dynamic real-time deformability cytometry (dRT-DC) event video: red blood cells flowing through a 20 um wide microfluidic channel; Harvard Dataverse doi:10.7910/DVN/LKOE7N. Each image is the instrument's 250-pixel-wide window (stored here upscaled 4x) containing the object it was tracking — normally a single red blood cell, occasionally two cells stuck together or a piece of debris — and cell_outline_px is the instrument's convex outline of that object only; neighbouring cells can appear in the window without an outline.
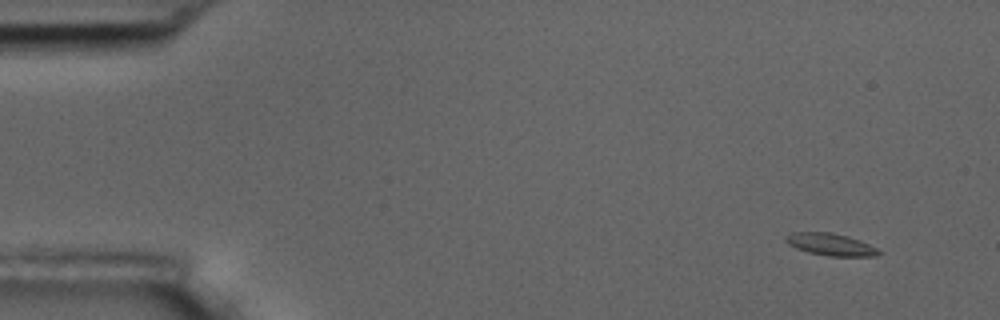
{"species": "common noctule bat (a hibernating species)", "species_latin": "Nyctalus noctula", "temperature_condition": "room temperature", "stored_images_in_passage": 53, "camera_frame_rate_fps": 3000, "um_per_image_px": 0.085, "animal": {"sex": "male", "body_mass_g": 17.5, "forearm_length_mm": 52.3}, "frame": {"image": 1, "passage_image": 1, "time_ms": 0.0, "image_size_px": [1000, 320], "cell_outline_px": [[880, 252], [876, 256], [828, 256], [808, 252], [796, 248], [788, 244], [784, 240], [784, 236], [792, 232], [832, 232], [848, 236], [860, 240], [876, 248]], "centroid_in_image_um": [70.55, 20.77], "position_along_channel_um": 14.4, "area_um2": 12.02}}
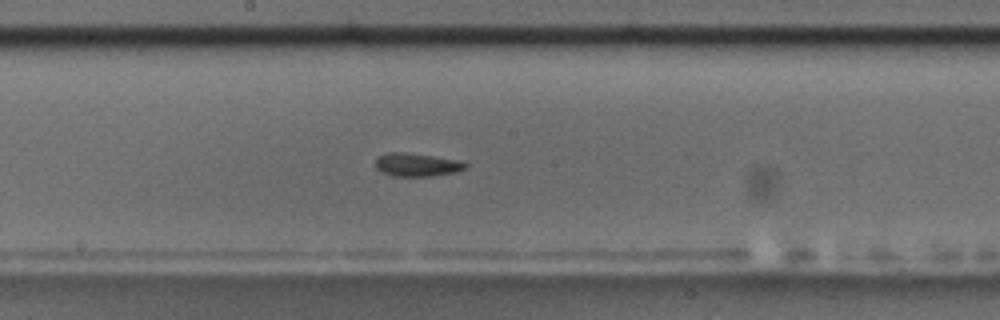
{"frame": {"image": 2, "passage_image": 27, "time_ms": 8.667, "image_size_px": [1000, 320], "cell_outline_px": [[468, 168], [456, 172], [432, 176], [392, 176], [380, 172], [376, 168], [376, 156], [388, 152], [404, 152], [460, 160], [468, 164]], "centroid_in_image_um": [35.43, 14.0], "position_along_channel_um": 212.8, "area_um2": 12.37}}
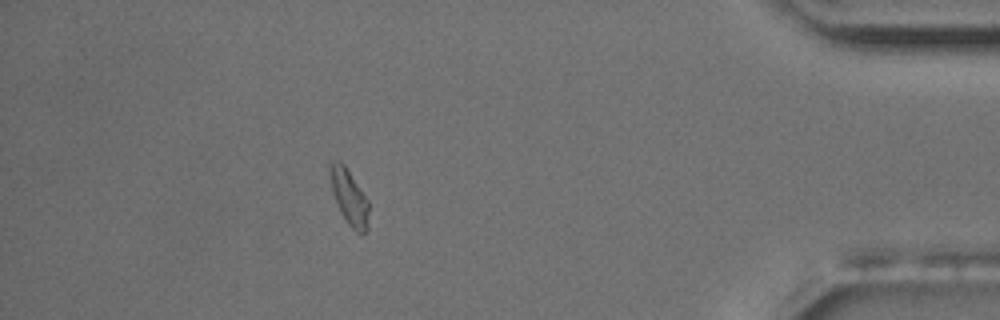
{"frame": {"image": 3, "passage_image": 47, "time_ms": 15.333, "image_size_px": [1000, 320], "cell_outline_px": [[368, 228], [364, 232], [356, 232], [348, 224], [340, 212], [332, 192], [328, 172], [328, 160], [340, 160], [344, 164], [368, 200]], "centroid_in_image_um": [29.63, 16.69], "position_along_channel_um": 405.6, "area_um2": 12.66}, "authors_computed_cell_mechanics": {"area_um2": 11.9646, "velocity_mm_per_s": 3.6026, "shape_relaxation_time_tau1_ms": 6.0774, "shape_relaxation_time_tau2_ms": 3.5845, "deformation_change_tau1": 0.1177, "deformation_change_tau2": 0.0968}}